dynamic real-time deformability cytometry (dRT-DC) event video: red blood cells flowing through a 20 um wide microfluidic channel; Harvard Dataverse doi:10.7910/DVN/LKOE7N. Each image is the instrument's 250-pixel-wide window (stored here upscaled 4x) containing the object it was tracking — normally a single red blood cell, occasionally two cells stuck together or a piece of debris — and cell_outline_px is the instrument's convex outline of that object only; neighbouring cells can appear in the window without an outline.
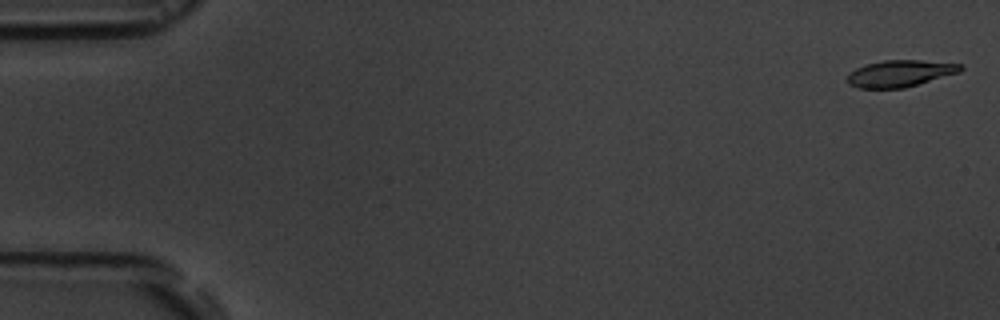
{"species": "common noctule bat (a hibernating species)", "species_latin": "Nyctalus noctula", "temperature_condition": "room temperature", "stored_images_in_passage": 11, "camera_frame_rate_fps": 3000, "um_per_image_px": 0.085, "animal": {"sex": "male", "body_mass_g": 19.5, "forearm_length_mm": 54.6}, "frame": {"image": 1, "passage_image": 1, "time_ms": 0.0, "image_size_px": [1000, 320], "cell_outline_px": [[964, 68], [960, 72], [904, 88], [856, 88], [848, 84], [844, 80], [848, 72], [864, 64], [884, 60], [920, 60], [964, 64]], "centroid_in_image_um": [76.45, 6.24], "position_along_channel_um": 8.5, "area_um2": 17.92}}
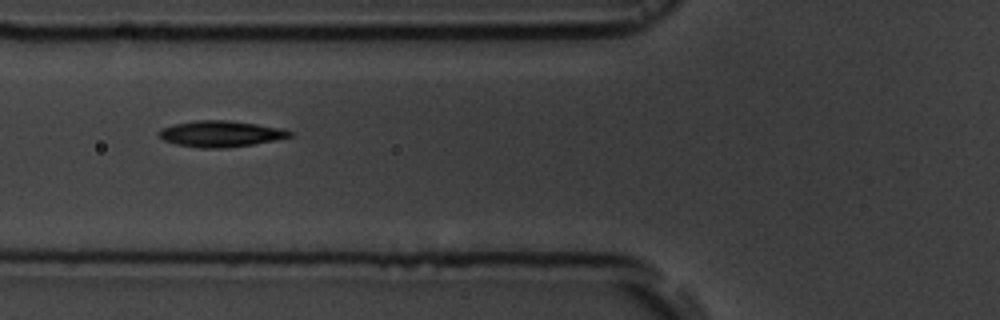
{"frame": {"image": 2, "passage_image": 7, "time_ms": 6.667, "image_size_px": [1000, 320], "cell_outline_px": [[292, 136], [252, 144], [224, 148], [200, 148], [176, 144], [164, 140], [156, 132], [160, 128], [172, 124], [196, 120], [228, 120], [284, 128], [292, 132]], "centroid_in_image_um": [18.7, 11.36], "position_along_channel_um": 107.1, "area_um2": 19.88}}
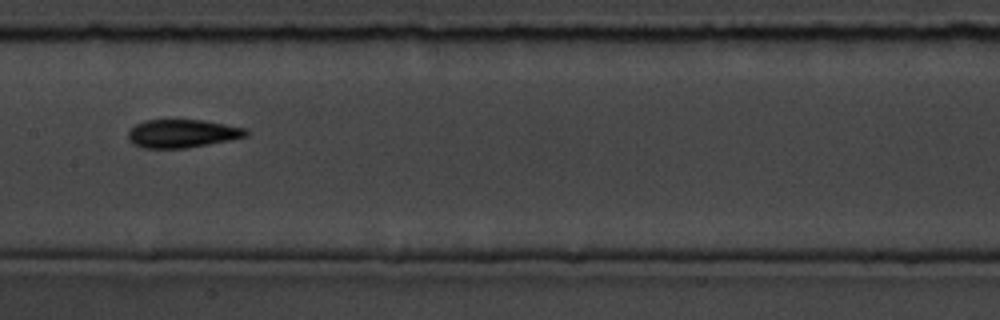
{"frame": {"image": 3, "passage_image": 9, "time_ms": 9.0, "image_size_px": [1000, 320], "cell_outline_px": [[248, 136], [188, 148], [144, 148], [132, 144], [128, 140], [128, 132], [136, 124], [144, 120], [204, 120], [244, 128], [248, 132]], "centroid_in_image_um": [15.46, 11.35], "position_along_channel_um": 191.9, "area_um2": 19.31}}